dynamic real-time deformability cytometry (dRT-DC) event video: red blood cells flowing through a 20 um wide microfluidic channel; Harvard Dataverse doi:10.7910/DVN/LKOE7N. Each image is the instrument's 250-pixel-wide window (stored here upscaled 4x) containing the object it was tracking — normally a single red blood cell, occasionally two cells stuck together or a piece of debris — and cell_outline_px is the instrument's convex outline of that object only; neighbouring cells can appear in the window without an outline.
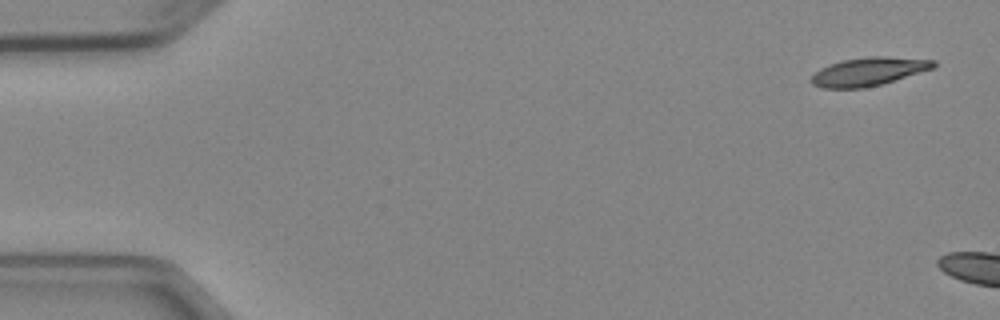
{"species": "Egyptian fruit bat (a non-hibernating species)", "species_latin": "Rousettus aegyptiacus", "temperature_condition": "cold", "stored_images_in_passage": 2, "camera_frame_rate_fps": 3000, "um_per_image_px": 0.085, "animal": {"sex": "female"}, "frame": {"image": 1, "passage_image": 1, "time_ms": 0.0, "image_size_px": [1000, 320], "cell_outline_px": [[936, 64], [932, 68], [880, 84], [864, 88], [820, 88], [812, 84], [808, 80], [820, 68], [828, 64], [844, 60], [868, 56], [884, 56], [936, 60]], "centroid_in_image_um": [73.76, 6.08], "position_along_channel_um": 11.2, "area_um2": 20.0}}